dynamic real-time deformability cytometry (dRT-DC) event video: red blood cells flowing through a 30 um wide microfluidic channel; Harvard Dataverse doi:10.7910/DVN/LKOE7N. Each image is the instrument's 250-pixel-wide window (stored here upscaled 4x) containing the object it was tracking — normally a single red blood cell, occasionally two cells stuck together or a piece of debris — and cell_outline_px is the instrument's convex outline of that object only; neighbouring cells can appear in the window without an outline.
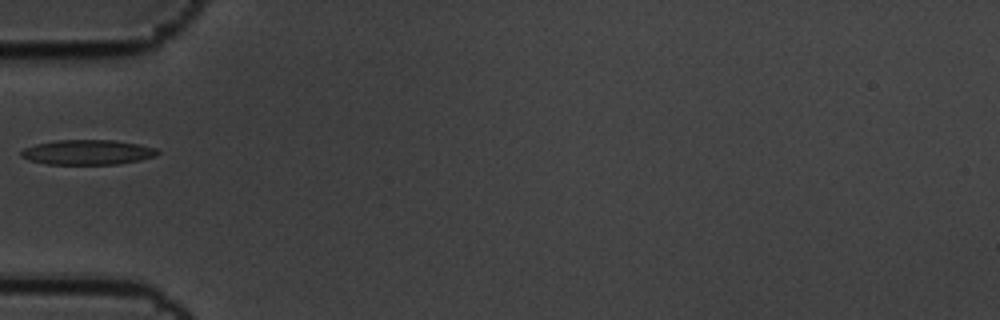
{"species": "common noctule bat (a hibernating species)", "species_latin": "Nyctalus noctula", "temperature_condition": "cold", "stored_images_in_passage": 6, "camera_frame_rate_fps": 3000, "um_per_image_px": 0.085, "animal": {"sex": "male", "body_mass_g": 19.5, "forearm_length_mm": 54.6}, "frame": {"image": 1, "passage_image": 6, "time_ms": 1.667, "image_size_px": [1000, 320], "cell_outline_px": [[160, 152], [156, 156], [140, 160], [116, 164], [48, 164], [28, 160], [20, 156], [20, 152], [24, 148], [36, 144], [56, 140], [116, 140], [140, 144], [156, 148]], "centroid_in_image_um": [7.45, 12.94], "position_along_channel_um": 77.5, "area_um2": 19.88}}